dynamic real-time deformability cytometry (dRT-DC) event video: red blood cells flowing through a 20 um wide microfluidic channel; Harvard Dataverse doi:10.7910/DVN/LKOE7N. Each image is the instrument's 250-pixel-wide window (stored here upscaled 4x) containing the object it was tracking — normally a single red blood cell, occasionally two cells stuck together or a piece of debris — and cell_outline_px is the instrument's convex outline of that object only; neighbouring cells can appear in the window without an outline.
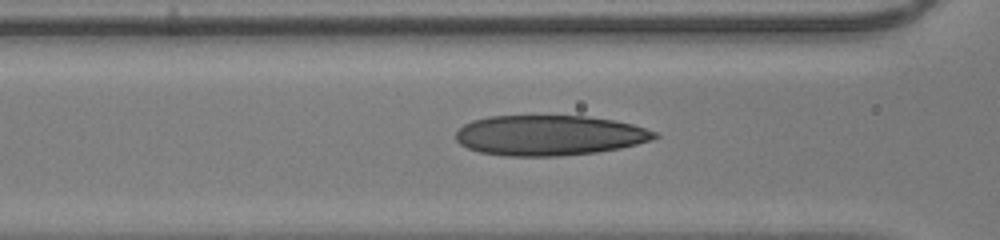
{"species": "human", "species_latin": "Homo sapiens", "temperature_condition": "room temperature", "stored_images_in_passage": 12, "camera_frame_rate_fps": 3000, "um_per_image_px": 0.085, "donor": {"sex": "male"}, "frame": {"image": 1, "passage_image": 4, "time_ms": 1.0, "image_size_px": [1000, 240], "cell_outline_px": [[660, 136], [652, 140], [620, 148], [596, 152], [560, 156], [508, 156], [480, 152], [468, 148], [460, 144], [456, 140], [456, 132], [464, 124], [472, 120], [488, 116], [588, 116], [612, 120], [632, 124], [656, 132]], "centroid_in_image_um": [46.68, 11.5], "position_along_channel_um": 119.9, "area_um2": 46.59}}
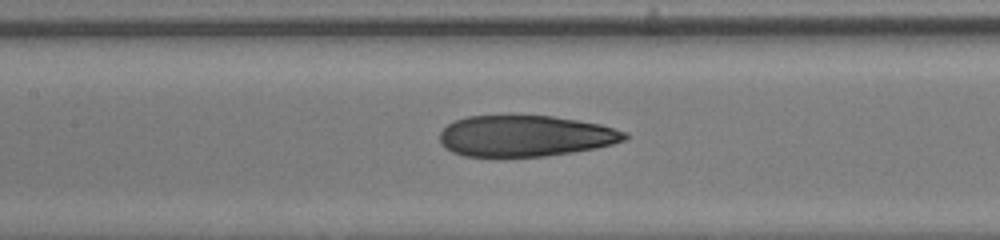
{"frame": {"image": 2, "passage_image": 7, "time_ms": 2.0, "image_size_px": [1000, 240], "cell_outline_px": [[628, 136], [624, 140], [612, 144], [596, 148], [572, 152], [544, 156], [464, 156], [452, 152], [444, 148], [440, 140], [440, 132], [448, 124], [456, 120], [468, 116], [552, 116], [600, 124], [624, 132]], "centroid_in_image_um": [44.62, 11.56], "position_along_channel_um": 162.8, "area_um2": 43.93}}
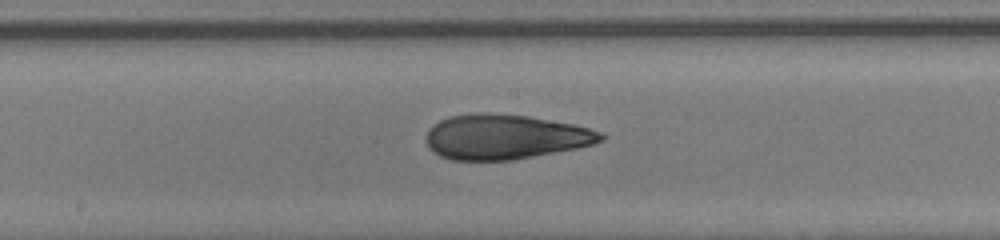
{"frame": {"image": 3, "passage_image": 10, "time_ms": 3.0, "image_size_px": [1000, 240], "cell_outline_px": [[604, 140], [592, 144], [576, 148], [512, 160], [452, 160], [440, 156], [432, 152], [428, 148], [424, 140], [428, 128], [432, 124], [448, 116], [472, 112], [488, 112], [528, 116], [572, 124], [588, 128], [600, 132], [604, 136]], "centroid_in_image_um": [42.83, 11.62], "position_along_channel_um": 205.4, "area_um2": 45.95}}